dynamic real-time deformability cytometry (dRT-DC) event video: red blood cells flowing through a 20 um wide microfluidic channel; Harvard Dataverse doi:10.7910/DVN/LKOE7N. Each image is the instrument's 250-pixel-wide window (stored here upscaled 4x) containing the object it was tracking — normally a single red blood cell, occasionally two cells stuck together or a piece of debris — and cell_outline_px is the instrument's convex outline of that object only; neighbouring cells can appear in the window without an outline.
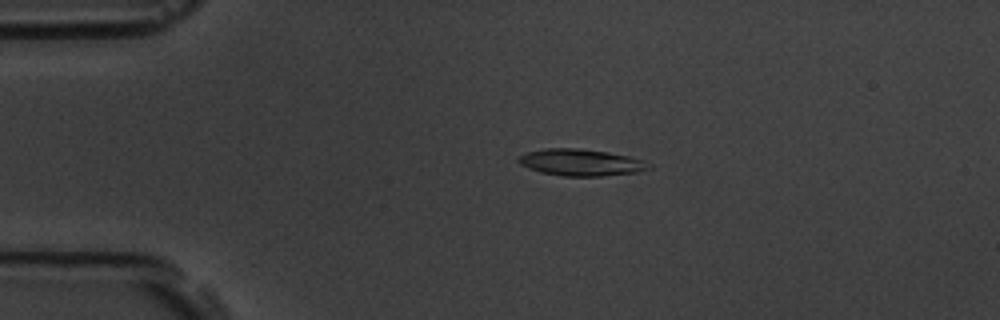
{"species": "common noctule bat (a hibernating species)", "species_latin": "Nyctalus noctula", "temperature_condition": "room temperature", "stored_images_in_passage": 4, "camera_frame_rate_fps": 3000, "um_per_image_px": 0.085, "animal": {"sex": "male", "body_mass_g": 19.5, "forearm_length_mm": 54.6}, "frame": {"image": 1, "passage_image": 3, "time_ms": 2.333, "image_size_px": [1000, 320], "cell_outline_px": [[652, 168], [636, 172], [600, 176], [560, 176], [540, 172], [528, 168], [520, 164], [516, 160], [520, 156], [528, 152], [544, 148], [580, 148], [608, 152], [628, 156], [640, 160]], "centroid_in_image_um": [49.3, 13.8], "position_along_channel_um": 35.7, "area_um2": 20.11}}